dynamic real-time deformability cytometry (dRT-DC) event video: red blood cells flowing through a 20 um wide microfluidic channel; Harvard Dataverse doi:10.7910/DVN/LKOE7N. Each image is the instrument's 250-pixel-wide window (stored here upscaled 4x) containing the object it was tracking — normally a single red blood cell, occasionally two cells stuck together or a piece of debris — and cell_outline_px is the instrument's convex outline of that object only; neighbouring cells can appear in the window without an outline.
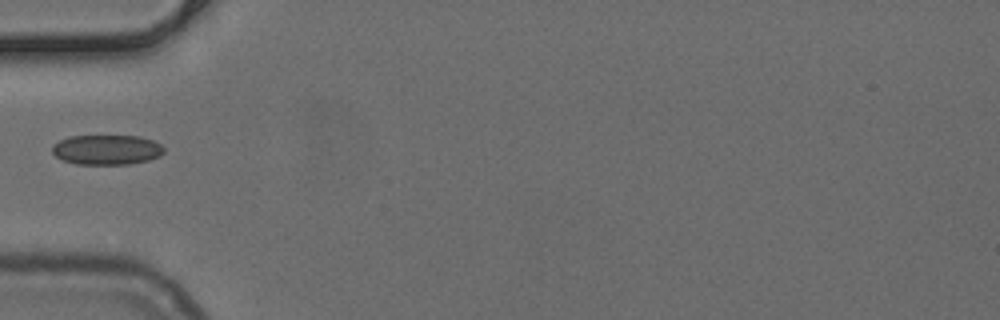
{"species": "common noctule bat (a hibernating species)", "species_latin": "Nyctalus noctula", "temperature_condition": "cold", "stored_images_in_passage": 19, "camera_frame_rate_fps": 3000, "um_per_image_px": 0.085, "animal": {"sex": "female", "body_mass_g": 24.6, "forearm_length_mm": 56.2}, "frame": {"image": 1, "passage_image": 1, "time_ms": 0.0, "image_size_px": [1000, 320], "cell_outline_px": [[164, 152], [160, 156], [148, 160], [128, 164], [76, 164], [64, 160], [56, 156], [52, 152], [52, 144], [60, 140], [72, 136], [140, 136], [152, 140], [160, 144], [164, 148]], "centroid_in_image_um": [9.08, 12.72], "position_along_channel_um": 75.9, "area_um2": 19.42}}